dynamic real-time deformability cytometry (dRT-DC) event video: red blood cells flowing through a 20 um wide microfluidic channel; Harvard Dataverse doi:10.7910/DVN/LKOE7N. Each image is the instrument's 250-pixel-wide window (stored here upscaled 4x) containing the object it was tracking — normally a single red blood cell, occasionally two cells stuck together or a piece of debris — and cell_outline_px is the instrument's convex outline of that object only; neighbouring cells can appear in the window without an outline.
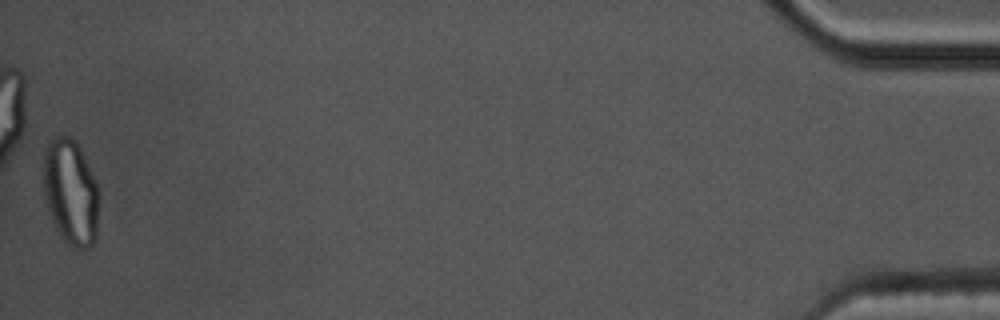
{"species": "common noctule bat (a hibernating species)", "species_latin": "Nyctalus noctula", "temperature_condition": "cold", "stored_images_in_passage": 43, "camera_frame_rate_fps": 3000, "um_per_image_px": 0.085, "animal": {"sex": "male", "body_mass_g": 17.5, "forearm_length_mm": 52.3}, "frame": {"image": 1, "passage_image": 43, "time_ms": 14.0, "image_size_px": [1000, 320], "cell_outline_px": [[96, 236], [92, 244], [88, 248], [72, 248], [60, 236], [52, 220], [44, 196], [44, 148], [48, 140], [56, 132], [68, 136], [80, 148], [84, 156], [96, 184]], "centroid_in_image_um": [5.95, 16.29], "position_along_channel_um": 429.3, "area_um2": 33.81}, "authors_computed_cell_mechanics": {"area_um2": 21.5594, "velocity_mm_per_s": 3.4801, "shape_relaxation_time_tau1_ms": null, "shape_relaxation_time_tau2_ms": 2.1678, "deformation_change_tau1": null, "deformation_change_tau2": 0.0896}}